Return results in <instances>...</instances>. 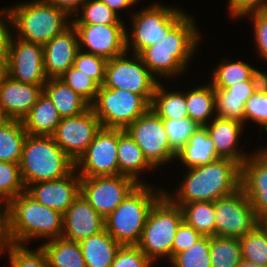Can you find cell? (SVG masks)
<instances>
[{"label": "cell", "mask_w": 267, "mask_h": 267, "mask_svg": "<svg viewBox=\"0 0 267 267\" xmlns=\"http://www.w3.org/2000/svg\"><path fill=\"white\" fill-rule=\"evenodd\" d=\"M186 172L174 196L166 191L164 193L178 206L199 201L214 202L241 188V165L229 158H218Z\"/></svg>", "instance_id": "obj_1"}, {"label": "cell", "mask_w": 267, "mask_h": 267, "mask_svg": "<svg viewBox=\"0 0 267 267\" xmlns=\"http://www.w3.org/2000/svg\"><path fill=\"white\" fill-rule=\"evenodd\" d=\"M199 33L188 14L168 34L142 49L138 55L155 78L174 77L188 68L187 63L201 40Z\"/></svg>", "instance_id": "obj_2"}, {"label": "cell", "mask_w": 267, "mask_h": 267, "mask_svg": "<svg viewBox=\"0 0 267 267\" xmlns=\"http://www.w3.org/2000/svg\"><path fill=\"white\" fill-rule=\"evenodd\" d=\"M6 204L13 244L26 245L34 238L48 241L63 236V214L35 201L26 192Z\"/></svg>", "instance_id": "obj_3"}, {"label": "cell", "mask_w": 267, "mask_h": 267, "mask_svg": "<svg viewBox=\"0 0 267 267\" xmlns=\"http://www.w3.org/2000/svg\"><path fill=\"white\" fill-rule=\"evenodd\" d=\"M156 191L145 183L138 184L104 218L105 230L122 246L138 244L152 207L165 193V190Z\"/></svg>", "instance_id": "obj_4"}, {"label": "cell", "mask_w": 267, "mask_h": 267, "mask_svg": "<svg viewBox=\"0 0 267 267\" xmlns=\"http://www.w3.org/2000/svg\"><path fill=\"white\" fill-rule=\"evenodd\" d=\"M19 165L26 188L35 182L64 178L75 169V163L55 143L52 136L27 135Z\"/></svg>", "instance_id": "obj_5"}, {"label": "cell", "mask_w": 267, "mask_h": 267, "mask_svg": "<svg viewBox=\"0 0 267 267\" xmlns=\"http://www.w3.org/2000/svg\"><path fill=\"white\" fill-rule=\"evenodd\" d=\"M9 11L11 28L16 29L18 35L15 38L30 43L44 45L72 24V17L64 10L42 0L23 2Z\"/></svg>", "instance_id": "obj_6"}, {"label": "cell", "mask_w": 267, "mask_h": 267, "mask_svg": "<svg viewBox=\"0 0 267 267\" xmlns=\"http://www.w3.org/2000/svg\"><path fill=\"white\" fill-rule=\"evenodd\" d=\"M183 221L181 206L174 204L165 194L154 204L137 244L153 264L160 257L172 259L174 238Z\"/></svg>", "instance_id": "obj_7"}, {"label": "cell", "mask_w": 267, "mask_h": 267, "mask_svg": "<svg viewBox=\"0 0 267 267\" xmlns=\"http://www.w3.org/2000/svg\"><path fill=\"white\" fill-rule=\"evenodd\" d=\"M185 13L180 8L175 9L159 3L142 8L136 13L133 12L132 32L129 34L126 30L125 34L126 51H129V48L131 50L132 47L133 54H138L145 47L154 45L187 15Z\"/></svg>", "instance_id": "obj_8"}, {"label": "cell", "mask_w": 267, "mask_h": 267, "mask_svg": "<svg viewBox=\"0 0 267 267\" xmlns=\"http://www.w3.org/2000/svg\"><path fill=\"white\" fill-rule=\"evenodd\" d=\"M90 107L102 128L125 130L150 108V104L141 95L102 85Z\"/></svg>", "instance_id": "obj_9"}, {"label": "cell", "mask_w": 267, "mask_h": 267, "mask_svg": "<svg viewBox=\"0 0 267 267\" xmlns=\"http://www.w3.org/2000/svg\"><path fill=\"white\" fill-rule=\"evenodd\" d=\"M109 59L106 64L103 86L108 89H122L141 95L150 105L158 83L138 54L129 59L127 54Z\"/></svg>", "instance_id": "obj_10"}, {"label": "cell", "mask_w": 267, "mask_h": 267, "mask_svg": "<svg viewBox=\"0 0 267 267\" xmlns=\"http://www.w3.org/2000/svg\"><path fill=\"white\" fill-rule=\"evenodd\" d=\"M125 130L142 150L145 159L153 168L176 159L177 155L170 148L163 120L151 108Z\"/></svg>", "instance_id": "obj_11"}, {"label": "cell", "mask_w": 267, "mask_h": 267, "mask_svg": "<svg viewBox=\"0 0 267 267\" xmlns=\"http://www.w3.org/2000/svg\"><path fill=\"white\" fill-rule=\"evenodd\" d=\"M215 236L241 238L250 232L259 220L244 190L214 201Z\"/></svg>", "instance_id": "obj_12"}, {"label": "cell", "mask_w": 267, "mask_h": 267, "mask_svg": "<svg viewBox=\"0 0 267 267\" xmlns=\"http://www.w3.org/2000/svg\"><path fill=\"white\" fill-rule=\"evenodd\" d=\"M119 129L101 128L75 162L80 177L119 175L117 147Z\"/></svg>", "instance_id": "obj_13"}, {"label": "cell", "mask_w": 267, "mask_h": 267, "mask_svg": "<svg viewBox=\"0 0 267 267\" xmlns=\"http://www.w3.org/2000/svg\"><path fill=\"white\" fill-rule=\"evenodd\" d=\"M138 184L126 175L81 177L80 193L105 218Z\"/></svg>", "instance_id": "obj_14"}, {"label": "cell", "mask_w": 267, "mask_h": 267, "mask_svg": "<svg viewBox=\"0 0 267 267\" xmlns=\"http://www.w3.org/2000/svg\"><path fill=\"white\" fill-rule=\"evenodd\" d=\"M101 128L99 119L89 107L80 115L61 118L52 137L75 163Z\"/></svg>", "instance_id": "obj_15"}, {"label": "cell", "mask_w": 267, "mask_h": 267, "mask_svg": "<svg viewBox=\"0 0 267 267\" xmlns=\"http://www.w3.org/2000/svg\"><path fill=\"white\" fill-rule=\"evenodd\" d=\"M13 36L5 56L8 76L19 82L44 85L48 78L44 72L43 45L15 40Z\"/></svg>", "instance_id": "obj_16"}, {"label": "cell", "mask_w": 267, "mask_h": 267, "mask_svg": "<svg viewBox=\"0 0 267 267\" xmlns=\"http://www.w3.org/2000/svg\"><path fill=\"white\" fill-rule=\"evenodd\" d=\"M77 31L79 49L107 60L126 51L125 24H72ZM86 49H82L83 47ZM88 49V50H87Z\"/></svg>", "instance_id": "obj_17"}, {"label": "cell", "mask_w": 267, "mask_h": 267, "mask_svg": "<svg viewBox=\"0 0 267 267\" xmlns=\"http://www.w3.org/2000/svg\"><path fill=\"white\" fill-rule=\"evenodd\" d=\"M252 154L241 165V188L260 220L267 214V147Z\"/></svg>", "instance_id": "obj_18"}, {"label": "cell", "mask_w": 267, "mask_h": 267, "mask_svg": "<svg viewBox=\"0 0 267 267\" xmlns=\"http://www.w3.org/2000/svg\"><path fill=\"white\" fill-rule=\"evenodd\" d=\"M74 169L64 178L46 182H35L26 188V193L35 201L64 214L80 195L81 177Z\"/></svg>", "instance_id": "obj_19"}, {"label": "cell", "mask_w": 267, "mask_h": 267, "mask_svg": "<svg viewBox=\"0 0 267 267\" xmlns=\"http://www.w3.org/2000/svg\"><path fill=\"white\" fill-rule=\"evenodd\" d=\"M104 229V217L88 203L81 193L63 214L62 237L69 241L80 243Z\"/></svg>", "instance_id": "obj_20"}, {"label": "cell", "mask_w": 267, "mask_h": 267, "mask_svg": "<svg viewBox=\"0 0 267 267\" xmlns=\"http://www.w3.org/2000/svg\"><path fill=\"white\" fill-rule=\"evenodd\" d=\"M79 50L76 28L71 24L43 45L44 72L48 79L61 77L74 63Z\"/></svg>", "instance_id": "obj_21"}, {"label": "cell", "mask_w": 267, "mask_h": 267, "mask_svg": "<svg viewBox=\"0 0 267 267\" xmlns=\"http://www.w3.org/2000/svg\"><path fill=\"white\" fill-rule=\"evenodd\" d=\"M43 93V85L19 82L7 76L0 88V110L5 119L22 121Z\"/></svg>", "instance_id": "obj_22"}, {"label": "cell", "mask_w": 267, "mask_h": 267, "mask_svg": "<svg viewBox=\"0 0 267 267\" xmlns=\"http://www.w3.org/2000/svg\"><path fill=\"white\" fill-rule=\"evenodd\" d=\"M244 124L227 118L215 116L213 121L205 125L209 136L216 148V154L220 158H229L242 165L249 154L241 153L237 144Z\"/></svg>", "instance_id": "obj_23"}, {"label": "cell", "mask_w": 267, "mask_h": 267, "mask_svg": "<svg viewBox=\"0 0 267 267\" xmlns=\"http://www.w3.org/2000/svg\"><path fill=\"white\" fill-rule=\"evenodd\" d=\"M60 120L56 107L43 92L21 122L28 135L52 136Z\"/></svg>", "instance_id": "obj_24"}, {"label": "cell", "mask_w": 267, "mask_h": 267, "mask_svg": "<svg viewBox=\"0 0 267 267\" xmlns=\"http://www.w3.org/2000/svg\"><path fill=\"white\" fill-rule=\"evenodd\" d=\"M43 92L50 98L61 118L82 114L90 105L59 78L47 79Z\"/></svg>", "instance_id": "obj_25"}, {"label": "cell", "mask_w": 267, "mask_h": 267, "mask_svg": "<svg viewBox=\"0 0 267 267\" xmlns=\"http://www.w3.org/2000/svg\"><path fill=\"white\" fill-rule=\"evenodd\" d=\"M86 267H110L122 246L105 229L79 243Z\"/></svg>", "instance_id": "obj_26"}, {"label": "cell", "mask_w": 267, "mask_h": 267, "mask_svg": "<svg viewBox=\"0 0 267 267\" xmlns=\"http://www.w3.org/2000/svg\"><path fill=\"white\" fill-rule=\"evenodd\" d=\"M117 159L119 175L131 177L139 184H143L141 180H138L140 171L142 173L146 169H153L145 159L142 150L124 129H119Z\"/></svg>", "instance_id": "obj_27"}, {"label": "cell", "mask_w": 267, "mask_h": 267, "mask_svg": "<svg viewBox=\"0 0 267 267\" xmlns=\"http://www.w3.org/2000/svg\"><path fill=\"white\" fill-rule=\"evenodd\" d=\"M220 158L205 126H200L189 139L186 146L178 153L176 159L181 160L189 168L210 164Z\"/></svg>", "instance_id": "obj_28"}, {"label": "cell", "mask_w": 267, "mask_h": 267, "mask_svg": "<svg viewBox=\"0 0 267 267\" xmlns=\"http://www.w3.org/2000/svg\"><path fill=\"white\" fill-rule=\"evenodd\" d=\"M50 267H86L79 243L63 237L48 240L40 245Z\"/></svg>", "instance_id": "obj_29"}, {"label": "cell", "mask_w": 267, "mask_h": 267, "mask_svg": "<svg viewBox=\"0 0 267 267\" xmlns=\"http://www.w3.org/2000/svg\"><path fill=\"white\" fill-rule=\"evenodd\" d=\"M188 117L199 126L210 123L215 115V89L210 84L198 86L185 93ZM211 117V118H210ZM211 119V121H210Z\"/></svg>", "instance_id": "obj_30"}, {"label": "cell", "mask_w": 267, "mask_h": 267, "mask_svg": "<svg viewBox=\"0 0 267 267\" xmlns=\"http://www.w3.org/2000/svg\"><path fill=\"white\" fill-rule=\"evenodd\" d=\"M27 132L19 120L6 119L0 124V161L19 164Z\"/></svg>", "instance_id": "obj_31"}, {"label": "cell", "mask_w": 267, "mask_h": 267, "mask_svg": "<svg viewBox=\"0 0 267 267\" xmlns=\"http://www.w3.org/2000/svg\"><path fill=\"white\" fill-rule=\"evenodd\" d=\"M166 90L160 82L157 83L150 108L162 120L188 117L185 92Z\"/></svg>", "instance_id": "obj_32"}, {"label": "cell", "mask_w": 267, "mask_h": 267, "mask_svg": "<svg viewBox=\"0 0 267 267\" xmlns=\"http://www.w3.org/2000/svg\"><path fill=\"white\" fill-rule=\"evenodd\" d=\"M184 221L203 236H215L214 202L199 201L181 205Z\"/></svg>", "instance_id": "obj_33"}, {"label": "cell", "mask_w": 267, "mask_h": 267, "mask_svg": "<svg viewBox=\"0 0 267 267\" xmlns=\"http://www.w3.org/2000/svg\"><path fill=\"white\" fill-rule=\"evenodd\" d=\"M211 85L214 89H225L250 80L259 70L243 61L221 62L216 69H213Z\"/></svg>", "instance_id": "obj_34"}, {"label": "cell", "mask_w": 267, "mask_h": 267, "mask_svg": "<svg viewBox=\"0 0 267 267\" xmlns=\"http://www.w3.org/2000/svg\"><path fill=\"white\" fill-rule=\"evenodd\" d=\"M210 256L212 267H237L242 260L239 239L211 236Z\"/></svg>", "instance_id": "obj_35"}, {"label": "cell", "mask_w": 267, "mask_h": 267, "mask_svg": "<svg viewBox=\"0 0 267 267\" xmlns=\"http://www.w3.org/2000/svg\"><path fill=\"white\" fill-rule=\"evenodd\" d=\"M244 261L267 266V231L258 223L245 236L239 238Z\"/></svg>", "instance_id": "obj_36"}, {"label": "cell", "mask_w": 267, "mask_h": 267, "mask_svg": "<svg viewBox=\"0 0 267 267\" xmlns=\"http://www.w3.org/2000/svg\"><path fill=\"white\" fill-rule=\"evenodd\" d=\"M169 263L172 267H212L210 236H203L189 249L176 254Z\"/></svg>", "instance_id": "obj_37"}, {"label": "cell", "mask_w": 267, "mask_h": 267, "mask_svg": "<svg viewBox=\"0 0 267 267\" xmlns=\"http://www.w3.org/2000/svg\"><path fill=\"white\" fill-rule=\"evenodd\" d=\"M81 17H73L72 24H124L123 20L100 0H87L81 6Z\"/></svg>", "instance_id": "obj_38"}, {"label": "cell", "mask_w": 267, "mask_h": 267, "mask_svg": "<svg viewBox=\"0 0 267 267\" xmlns=\"http://www.w3.org/2000/svg\"><path fill=\"white\" fill-rule=\"evenodd\" d=\"M163 125L167 133L170 148L176 155L186 146L194 132L200 127L189 117L180 120H163Z\"/></svg>", "instance_id": "obj_39"}, {"label": "cell", "mask_w": 267, "mask_h": 267, "mask_svg": "<svg viewBox=\"0 0 267 267\" xmlns=\"http://www.w3.org/2000/svg\"><path fill=\"white\" fill-rule=\"evenodd\" d=\"M26 192L20 165L0 161V202L7 203L11 198Z\"/></svg>", "instance_id": "obj_40"}, {"label": "cell", "mask_w": 267, "mask_h": 267, "mask_svg": "<svg viewBox=\"0 0 267 267\" xmlns=\"http://www.w3.org/2000/svg\"><path fill=\"white\" fill-rule=\"evenodd\" d=\"M59 79L71 87L89 105L94 102L100 86L73 65Z\"/></svg>", "instance_id": "obj_41"}, {"label": "cell", "mask_w": 267, "mask_h": 267, "mask_svg": "<svg viewBox=\"0 0 267 267\" xmlns=\"http://www.w3.org/2000/svg\"><path fill=\"white\" fill-rule=\"evenodd\" d=\"M8 256L10 267H50L41 246L32 251L26 245L13 244Z\"/></svg>", "instance_id": "obj_42"}, {"label": "cell", "mask_w": 267, "mask_h": 267, "mask_svg": "<svg viewBox=\"0 0 267 267\" xmlns=\"http://www.w3.org/2000/svg\"><path fill=\"white\" fill-rule=\"evenodd\" d=\"M250 120L267 131V80L245 102L244 123Z\"/></svg>", "instance_id": "obj_43"}, {"label": "cell", "mask_w": 267, "mask_h": 267, "mask_svg": "<svg viewBox=\"0 0 267 267\" xmlns=\"http://www.w3.org/2000/svg\"><path fill=\"white\" fill-rule=\"evenodd\" d=\"M107 61V59L101 56L79 49L73 66L91 77L99 86H102L105 81Z\"/></svg>", "instance_id": "obj_44"}, {"label": "cell", "mask_w": 267, "mask_h": 267, "mask_svg": "<svg viewBox=\"0 0 267 267\" xmlns=\"http://www.w3.org/2000/svg\"><path fill=\"white\" fill-rule=\"evenodd\" d=\"M245 99L227 98L225 89H215V116L244 124Z\"/></svg>", "instance_id": "obj_45"}, {"label": "cell", "mask_w": 267, "mask_h": 267, "mask_svg": "<svg viewBox=\"0 0 267 267\" xmlns=\"http://www.w3.org/2000/svg\"><path fill=\"white\" fill-rule=\"evenodd\" d=\"M153 262L137 245L121 246L110 267H151Z\"/></svg>", "instance_id": "obj_46"}, {"label": "cell", "mask_w": 267, "mask_h": 267, "mask_svg": "<svg viewBox=\"0 0 267 267\" xmlns=\"http://www.w3.org/2000/svg\"><path fill=\"white\" fill-rule=\"evenodd\" d=\"M267 80V72L258 71L250 80H244L225 88L227 98L245 99V102Z\"/></svg>", "instance_id": "obj_47"}, {"label": "cell", "mask_w": 267, "mask_h": 267, "mask_svg": "<svg viewBox=\"0 0 267 267\" xmlns=\"http://www.w3.org/2000/svg\"><path fill=\"white\" fill-rule=\"evenodd\" d=\"M251 15V16H250ZM245 16L252 18L254 40L259 54L267 61V9L250 12Z\"/></svg>", "instance_id": "obj_48"}, {"label": "cell", "mask_w": 267, "mask_h": 267, "mask_svg": "<svg viewBox=\"0 0 267 267\" xmlns=\"http://www.w3.org/2000/svg\"><path fill=\"white\" fill-rule=\"evenodd\" d=\"M203 235L183 221L177 229L172 245V258L194 245Z\"/></svg>", "instance_id": "obj_49"}, {"label": "cell", "mask_w": 267, "mask_h": 267, "mask_svg": "<svg viewBox=\"0 0 267 267\" xmlns=\"http://www.w3.org/2000/svg\"><path fill=\"white\" fill-rule=\"evenodd\" d=\"M228 10L231 17H243L244 15L267 9V0H229Z\"/></svg>", "instance_id": "obj_50"}, {"label": "cell", "mask_w": 267, "mask_h": 267, "mask_svg": "<svg viewBox=\"0 0 267 267\" xmlns=\"http://www.w3.org/2000/svg\"><path fill=\"white\" fill-rule=\"evenodd\" d=\"M11 26L12 21L9 8L3 9L2 11L0 10V57L6 56L9 40L13 34V29L10 28Z\"/></svg>", "instance_id": "obj_51"}, {"label": "cell", "mask_w": 267, "mask_h": 267, "mask_svg": "<svg viewBox=\"0 0 267 267\" xmlns=\"http://www.w3.org/2000/svg\"><path fill=\"white\" fill-rule=\"evenodd\" d=\"M0 202V252H8L13 245L10 236L9 218L7 204ZM2 206H5L2 208ZM3 210V211H2ZM3 251V252H2Z\"/></svg>", "instance_id": "obj_52"}, {"label": "cell", "mask_w": 267, "mask_h": 267, "mask_svg": "<svg viewBox=\"0 0 267 267\" xmlns=\"http://www.w3.org/2000/svg\"><path fill=\"white\" fill-rule=\"evenodd\" d=\"M46 3L52 4L57 8L64 10L69 16L73 17V14L79 16V7L87 0H42ZM76 12V13H75Z\"/></svg>", "instance_id": "obj_53"}, {"label": "cell", "mask_w": 267, "mask_h": 267, "mask_svg": "<svg viewBox=\"0 0 267 267\" xmlns=\"http://www.w3.org/2000/svg\"><path fill=\"white\" fill-rule=\"evenodd\" d=\"M106 4L112 11L118 14L119 10L127 9L128 7L135 5L140 0H100Z\"/></svg>", "instance_id": "obj_54"}, {"label": "cell", "mask_w": 267, "mask_h": 267, "mask_svg": "<svg viewBox=\"0 0 267 267\" xmlns=\"http://www.w3.org/2000/svg\"><path fill=\"white\" fill-rule=\"evenodd\" d=\"M8 76L7 62L5 57H0V88L3 85L4 80Z\"/></svg>", "instance_id": "obj_55"}, {"label": "cell", "mask_w": 267, "mask_h": 267, "mask_svg": "<svg viewBox=\"0 0 267 267\" xmlns=\"http://www.w3.org/2000/svg\"><path fill=\"white\" fill-rule=\"evenodd\" d=\"M237 267H267V266H261V265L253 264V263L244 261L242 259Z\"/></svg>", "instance_id": "obj_56"}, {"label": "cell", "mask_w": 267, "mask_h": 267, "mask_svg": "<svg viewBox=\"0 0 267 267\" xmlns=\"http://www.w3.org/2000/svg\"><path fill=\"white\" fill-rule=\"evenodd\" d=\"M259 223L267 231V214L259 220Z\"/></svg>", "instance_id": "obj_57"}, {"label": "cell", "mask_w": 267, "mask_h": 267, "mask_svg": "<svg viewBox=\"0 0 267 267\" xmlns=\"http://www.w3.org/2000/svg\"><path fill=\"white\" fill-rule=\"evenodd\" d=\"M6 119L4 118V116L2 115L1 113V110H0V124L3 123Z\"/></svg>", "instance_id": "obj_58"}]
</instances>
